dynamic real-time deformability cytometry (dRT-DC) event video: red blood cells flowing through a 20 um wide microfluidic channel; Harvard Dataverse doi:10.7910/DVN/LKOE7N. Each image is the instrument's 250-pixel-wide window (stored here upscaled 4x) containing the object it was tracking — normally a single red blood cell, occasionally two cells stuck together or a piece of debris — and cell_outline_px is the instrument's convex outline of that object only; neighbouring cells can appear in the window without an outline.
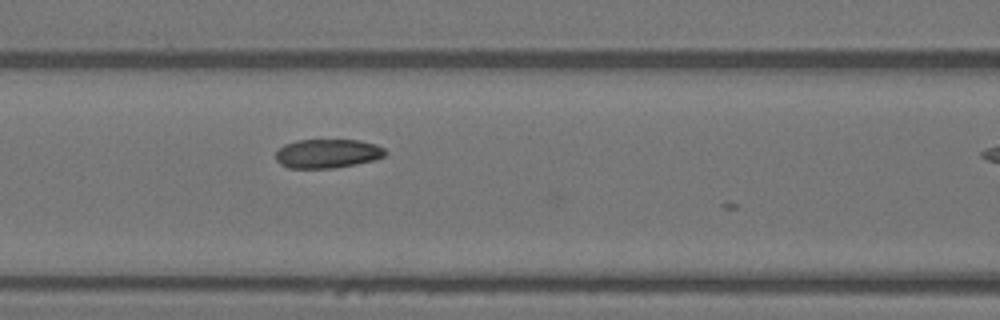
{"species": "Egyptian fruit bat (a non-hibernating species)", "species_latin": "Rousettus aegyptiacus", "temperature_condition": "warm", "stored_images_in_passage": 10, "camera_frame_rate_fps": 3000, "um_per_image_px": 0.085, "animal": {"sex": "female"}, "frame": {"image": 1, "passage_image": 9, "time_ms": 2.667, "image_size_px": [1000, 320], "cell_outline_px": [[388, 152], [384, 156], [372, 160], [356, 164], [332, 168], [288, 168], [280, 164], [276, 160], [276, 152], [284, 144], [296, 140], [360, 140], [376, 144], [384, 148]], "centroid_in_image_um": [27.83, 13.04], "position_along_channel_um": 138.8, "area_um2": 18.55}}